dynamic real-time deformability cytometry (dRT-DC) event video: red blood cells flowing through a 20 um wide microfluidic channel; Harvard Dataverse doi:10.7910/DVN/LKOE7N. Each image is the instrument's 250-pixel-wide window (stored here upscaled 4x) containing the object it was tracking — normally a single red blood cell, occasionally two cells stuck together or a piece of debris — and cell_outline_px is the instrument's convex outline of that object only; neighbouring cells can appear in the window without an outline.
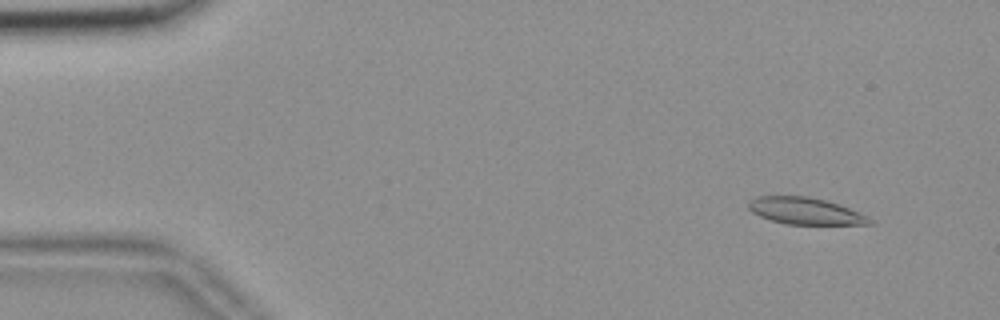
{"species": "common noctule bat (a hibernating species)", "species_latin": "Nyctalus noctula", "temperature_condition": "room temperature", "stored_images_in_passage": 55, "camera_frame_rate_fps": 3000, "um_per_image_px": 0.085, "animal": {"sex": "female", "body_mass_g": 18.4}, "frame": {"image": 1, "passage_image": 5, "time_ms": 1.333, "image_size_px": [1000, 320], "cell_outline_px": [[876, 224], [784, 224], [760, 216], [752, 212], [748, 208], [748, 204], [752, 200], [760, 196], [808, 196], [840, 204], [868, 216]], "centroid_in_image_um": [68.48, 17.94], "position_along_channel_um": 16.5, "area_um2": 18.79}}
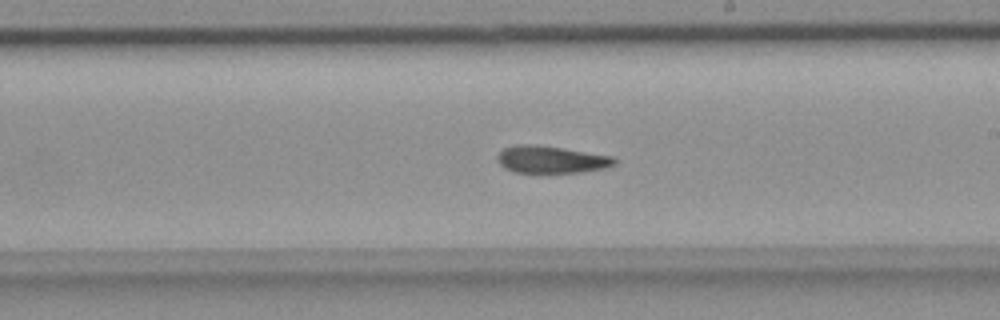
{"frame": {"image": 2, "passage_image": 32, "time_ms": 10.333, "image_size_px": [1000, 320], "cell_outline_px": [[620, 160], [616, 164], [604, 168], [580, 172], [516, 172], [504, 168], [496, 160], [496, 156], [504, 148], [516, 144], [532, 144], [560, 148], [612, 156]], "centroid_in_image_um": [46.84, 13.56], "position_along_channel_um": 242.2, "area_um2": 18.44}}
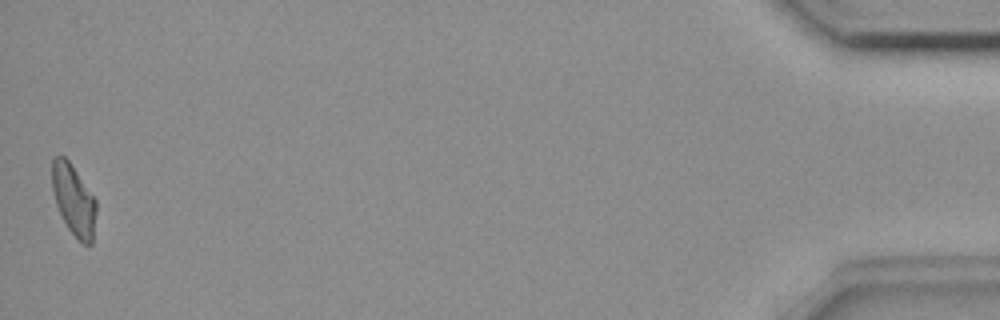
{"frame": {"image": 3, "passage_image": 55, "time_ms": 18.0, "image_size_px": [1000, 320], "cell_outline_px": [[96, 212], [92, 244], [84, 244], [68, 228], [56, 204], [52, 188], [52, 160], [56, 156], [64, 156], [68, 160], [96, 200]], "centroid_in_image_um": [6.26, 16.99], "position_along_channel_um": 428.9, "area_um2": 17.8}, "authors_computed_cell_mechanics": {"area_um2": 18.8428, "velocity_mm_per_s": 3.6563, "shape_relaxation_time_tau1_ms": null, "shape_relaxation_time_tau2_ms": 11.1321, "deformation_change_tau1": null, "deformation_change_tau2": 0.1968}}